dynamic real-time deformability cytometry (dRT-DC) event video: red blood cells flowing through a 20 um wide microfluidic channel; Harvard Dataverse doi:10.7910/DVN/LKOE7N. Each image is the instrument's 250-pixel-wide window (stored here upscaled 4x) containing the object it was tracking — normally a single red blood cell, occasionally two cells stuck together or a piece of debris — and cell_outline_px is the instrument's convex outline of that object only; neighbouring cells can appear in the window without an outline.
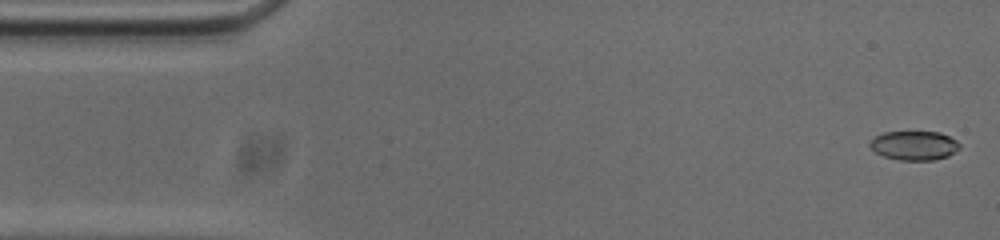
{"species": "common noctule bat (a hibernating species)", "species_latin": "Nyctalus noctula", "temperature_condition": "cold", "stored_images_in_passage": 54, "camera_frame_rate_fps": 3000, "um_per_image_px": 0.085, "animal": {"sex": "male", "body_mass_g": 20.0, "forearm_length_mm": 53.3}, "frame": {"image": 1, "passage_image": 2, "time_ms": 0.333, "image_size_px": [1000, 240], "cell_outline_px": [[960, 148], [956, 152], [948, 156], [932, 160], [900, 160], [884, 156], [876, 152], [868, 144], [876, 136], [884, 132], [940, 132], [956, 140], [960, 144]], "centroid_in_image_um": [77.74, 12.37], "position_along_channel_um": 7.3, "area_um2": 15.14}}
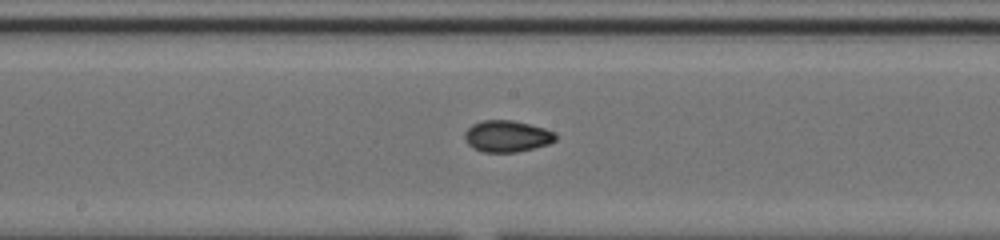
{"frame": {"image": 2, "passage_image": 27, "time_ms": 8.667, "image_size_px": [1000, 240], "cell_outline_px": [[556, 140], [548, 144], [516, 152], [484, 152], [472, 148], [468, 144], [464, 136], [464, 132], [472, 124], [484, 120], [512, 120], [544, 128], [556, 132]], "centroid_in_image_um": [43.08, 11.57], "position_along_channel_um": 205.1, "area_um2": 16.65}}
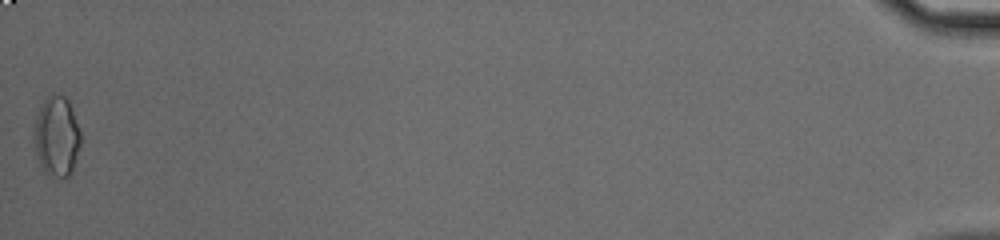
{"frame": {"image": 3, "passage_image": 54, "time_ms": 17.667, "image_size_px": [1000, 240], "cell_outline_px": [[80, 144], [72, 176], [64, 180], [44, 176], [36, 156], [32, 136], [36, 112], [44, 100], [52, 92], [64, 96], [68, 100], [80, 128]], "centroid_in_image_um": [4.79, 11.67], "position_along_channel_um": 430.4, "area_um2": 22.95}, "authors_computed_cell_mechanics": {"area_um2": 16.4152, "velocity_mm_per_s": 3.7393, "shape_relaxation_time_tau1_ms": null, "shape_relaxation_time_tau2_ms": 2.1007, "deformation_change_tau1": null, "deformation_change_tau2": 0.0512}}